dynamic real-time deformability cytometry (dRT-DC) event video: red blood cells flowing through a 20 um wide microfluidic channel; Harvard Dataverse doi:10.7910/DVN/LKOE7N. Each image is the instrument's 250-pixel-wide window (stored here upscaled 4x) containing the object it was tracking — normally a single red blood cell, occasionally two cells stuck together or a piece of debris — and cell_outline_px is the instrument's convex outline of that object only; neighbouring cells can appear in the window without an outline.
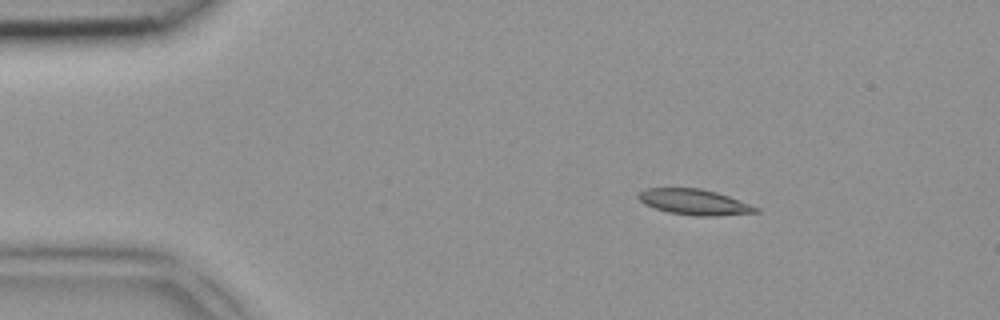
{"species": "common noctule bat (a hibernating species)", "species_latin": "Nyctalus noctula", "temperature_condition": "room temperature", "stored_images_in_passage": 4, "camera_frame_rate_fps": 3000, "um_per_image_px": 0.085, "animal": {"sex": "female", "body_mass_g": 18.4}, "frame": {"image": 1, "passage_image": 2, "time_ms": 0.333, "image_size_px": [1000, 320], "cell_outline_px": [[760, 212], [716, 216], [696, 216], [668, 212], [644, 204], [636, 196], [644, 188], [700, 188], [716, 192], [728, 196], [760, 208]], "centroid_in_image_um": [59.01, 17.17], "position_along_channel_um": 26.0, "area_um2": 17.51}}
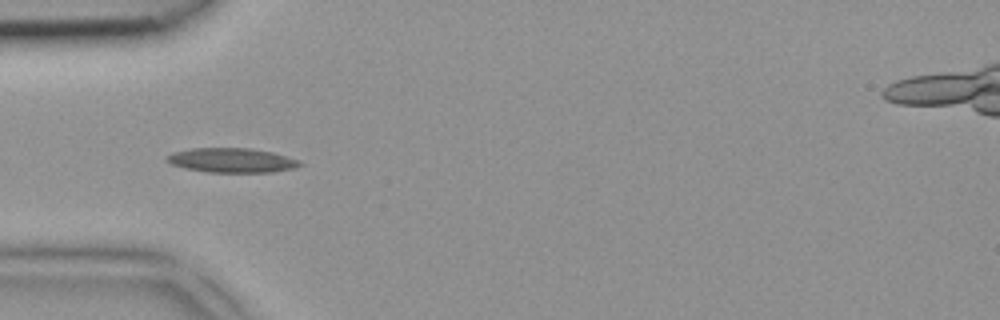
{"frame": {"image": 2, "passage_image": 4, "time_ms": 1.0, "image_size_px": [1000, 320], "cell_outline_px": [[304, 164], [296, 168], [272, 172], [208, 172], [184, 168], [172, 164], [164, 160], [164, 156], [172, 152], [192, 148], [248, 148], [272, 152], [300, 160]], "centroid_in_image_um": [19.68, 13.62], "position_along_channel_um": 65.3, "area_um2": 19.13}}